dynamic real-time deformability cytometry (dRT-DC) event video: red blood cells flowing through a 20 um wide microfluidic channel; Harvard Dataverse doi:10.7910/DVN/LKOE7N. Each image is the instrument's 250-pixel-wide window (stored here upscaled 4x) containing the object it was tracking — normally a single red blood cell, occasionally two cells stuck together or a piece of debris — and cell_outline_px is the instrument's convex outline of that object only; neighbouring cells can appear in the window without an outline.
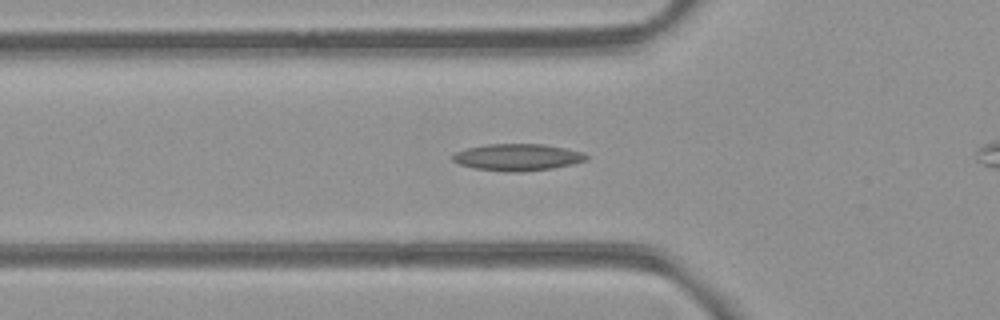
{"species": "common noctule bat (a hibernating species)", "species_latin": "Nyctalus noctula", "temperature_condition": "room temperature", "stored_images_in_passage": 29, "camera_frame_rate_fps": 3000, "um_per_image_px": 0.085, "animal": {"sex": "female", "body_mass_g": 21.9}, "frame": {"image": 1, "passage_image": 2, "time_ms": 0.333, "image_size_px": [1000, 320], "cell_outline_px": [[588, 160], [572, 164], [552, 168], [520, 172], [508, 172], [472, 168], [460, 164], [452, 160], [452, 156], [456, 152], [468, 148], [488, 144], [544, 144], [584, 152], [588, 156]], "centroid_in_image_um": [44.01, 13.37], "position_along_channel_um": 81.8, "area_um2": 20.87}}
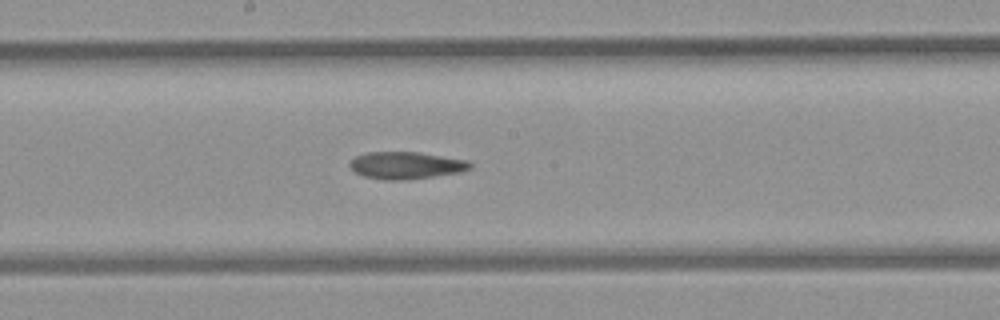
{"frame": {"image": 2, "passage_image": 12, "time_ms": 3.667, "image_size_px": [1000, 320], "cell_outline_px": [[472, 168], [460, 172], [404, 180], [384, 180], [364, 176], [356, 172], [348, 164], [356, 156], [368, 152], [420, 152], [468, 160], [472, 164]], "centroid_in_image_um": [34.54, 14.05], "position_along_channel_um": 213.7, "area_um2": 18.96}}
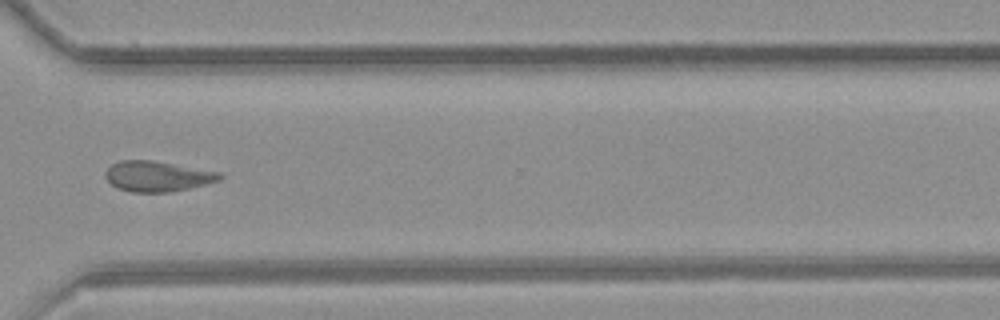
{"frame": {"image": 3, "passage_image": 23, "time_ms": 7.333, "image_size_px": [1000, 320], "cell_outline_px": [[224, 176], [220, 180], [172, 192], [132, 192], [116, 188], [104, 176], [104, 172], [112, 164], [120, 160], [152, 160], [220, 172]], "centroid_in_image_um": [13.36, 14.98], "position_along_channel_um": 357.2, "area_um2": 20.23}}